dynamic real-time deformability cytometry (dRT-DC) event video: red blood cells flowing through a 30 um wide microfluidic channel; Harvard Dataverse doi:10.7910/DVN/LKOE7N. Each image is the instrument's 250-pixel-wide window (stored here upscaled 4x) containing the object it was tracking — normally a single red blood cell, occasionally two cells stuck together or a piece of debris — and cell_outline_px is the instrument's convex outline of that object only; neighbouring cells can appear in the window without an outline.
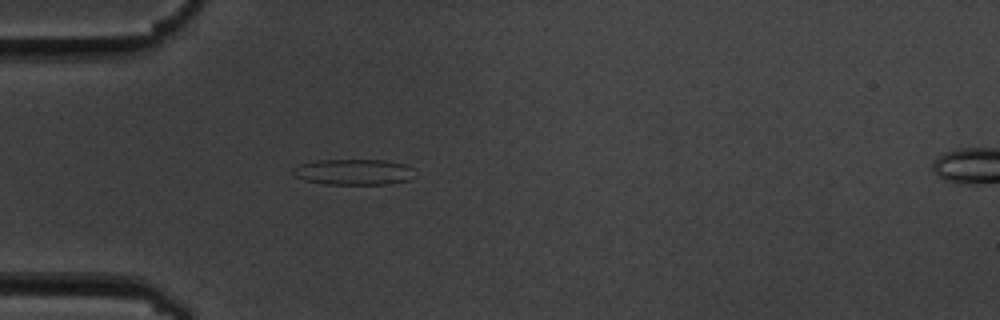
{"species": "common noctule bat (a hibernating species)", "species_latin": "Nyctalus noctula", "temperature_condition": "cold", "stored_images_in_passage": 2, "camera_frame_rate_fps": 3000, "um_per_image_px": 0.085, "animal": {"sex": "male", "body_mass_g": 19.5, "forearm_length_mm": 54.6}, "frame": {"image": 1, "passage_image": 1, "time_ms": 0.0, "image_size_px": [1000, 320], "cell_outline_px": [[416, 176], [412, 180], [384, 184], [324, 184], [304, 180], [296, 176], [292, 172], [292, 168], [296, 164], [316, 160], [384, 160], [404, 164], [416, 168]], "centroid_in_image_um": [30.1, 14.61], "position_along_channel_um": 54.9, "area_um2": 18.73}}